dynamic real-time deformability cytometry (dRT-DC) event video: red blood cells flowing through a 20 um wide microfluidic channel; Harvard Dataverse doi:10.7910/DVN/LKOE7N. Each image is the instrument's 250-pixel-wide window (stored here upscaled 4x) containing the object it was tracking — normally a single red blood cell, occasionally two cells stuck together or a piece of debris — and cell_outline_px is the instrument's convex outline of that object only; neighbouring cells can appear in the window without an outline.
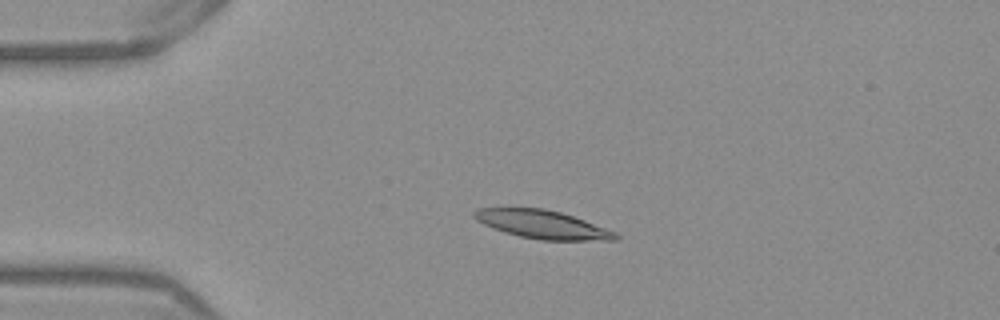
{"species": "Egyptian fruit bat (a non-hibernating species)", "species_latin": "Rousettus aegyptiacus", "temperature_condition": "warm", "stored_images_in_passage": 51, "camera_frame_rate_fps": 3000, "um_per_image_px": 0.085, "frame": {"image": 1, "passage_image": 11, "time_ms": 3.333, "image_size_px": [1000, 320], "cell_outline_px": [[620, 236], [616, 240], [540, 240], [520, 236], [504, 232], [492, 228], [476, 220], [472, 216], [472, 212], [480, 208], [544, 208], [560, 212], [584, 220], [616, 232]], "centroid_in_image_um": [46.08, 19.08], "position_along_channel_um": 38.9, "area_um2": 23.18}}
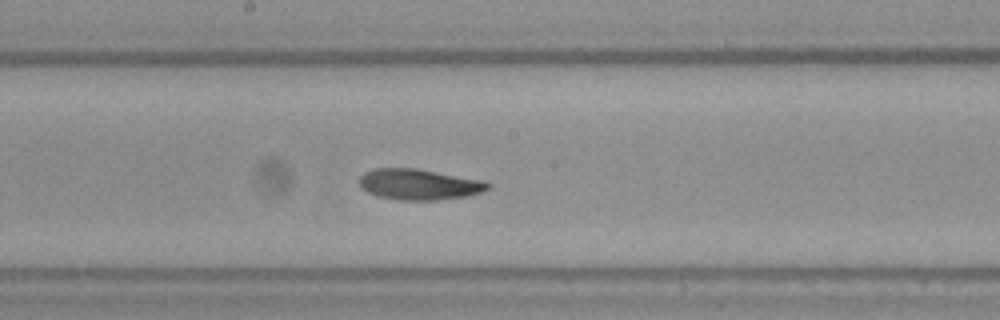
{"frame": {"image": 2, "passage_image": 27, "time_ms": 8.667, "image_size_px": [1000, 320], "cell_outline_px": [[492, 184], [484, 192], [468, 196], [436, 200], [400, 200], [376, 196], [368, 192], [360, 184], [360, 176], [364, 172], [376, 168], [416, 168], [484, 180]], "centroid_in_image_um": [35.66, 15.67], "position_along_channel_um": 212.5, "area_um2": 23.18}}
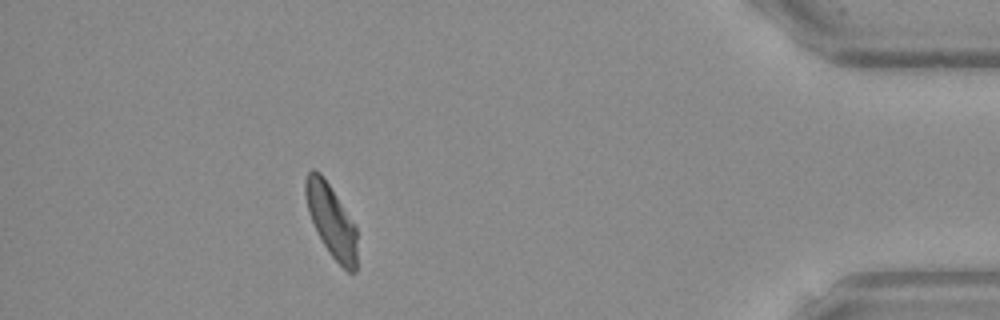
{"frame": {"image": 3, "passage_image": 46, "time_ms": 15.0, "image_size_px": [1000, 320], "cell_outline_px": [[356, 272], [348, 272], [328, 252], [316, 232], [308, 212], [304, 192], [304, 180], [308, 172], [312, 168], [316, 168], [320, 172], [328, 184], [356, 228]], "centroid_in_image_um": [28.11, 18.74], "position_along_channel_um": 407.1, "area_um2": 21.5}, "authors_computed_cell_mechanics": {"area_um2": 23.1778, "velocity_mm_per_s": 3.8704, "shape_relaxation_time_tau1_ms": 5.5678, "shape_relaxation_time_tau2_ms": 2.9305, "deformation_change_tau1": 0.1558, "deformation_change_tau2": 0.0801}}